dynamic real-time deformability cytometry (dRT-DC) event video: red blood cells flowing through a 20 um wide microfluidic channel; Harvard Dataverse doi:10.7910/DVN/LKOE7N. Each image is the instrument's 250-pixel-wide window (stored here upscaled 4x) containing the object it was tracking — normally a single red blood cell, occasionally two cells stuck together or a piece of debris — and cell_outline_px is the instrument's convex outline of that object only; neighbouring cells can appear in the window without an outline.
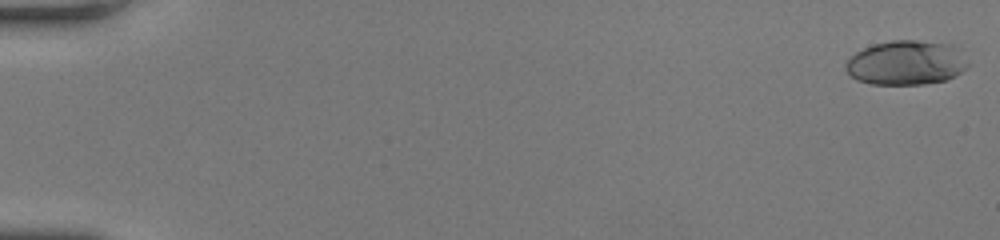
{"species": "human", "species_latin": "Homo sapiens", "temperature_condition": "room temperature", "stored_images_in_passage": 10, "camera_frame_rate_fps": 3000, "um_per_image_px": 0.085, "donor": {"sex": "female"}, "frame": {"image": 1, "passage_image": 1, "time_ms": 0.0, "image_size_px": [1000, 240], "cell_outline_px": [[968, 64], [956, 76], [948, 80], [924, 84], [872, 84], [856, 80], [844, 68], [844, 64], [856, 52], [872, 44], [892, 40], [916, 40], [952, 44], [960, 48]], "centroid_in_image_um": [77.04, 5.33], "position_along_channel_um": 8.0, "area_um2": 31.85}}